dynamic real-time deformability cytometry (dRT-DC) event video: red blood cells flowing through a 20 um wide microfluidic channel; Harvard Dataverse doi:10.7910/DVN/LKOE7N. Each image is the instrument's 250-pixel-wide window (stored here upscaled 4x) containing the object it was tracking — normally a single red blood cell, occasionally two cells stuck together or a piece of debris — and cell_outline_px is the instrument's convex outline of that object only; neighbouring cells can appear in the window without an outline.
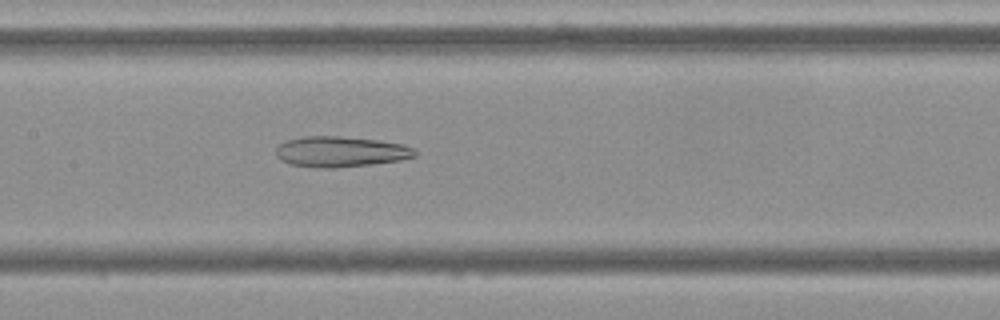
{"species": "Egyptian fruit bat (a non-hibernating species)", "species_latin": "Rousettus aegyptiacus", "temperature_condition": "cold", "stored_images_in_passage": 54, "camera_frame_rate_fps": 3000, "um_per_image_px": 0.085, "frame": {"image": 1, "passage_image": 26, "time_ms": 8.333, "image_size_px": [1000, 320], "cell_outline_px": [[416, 156], [400, 160], [372, 164], [336, 168], [312, 168], [288, 164], [280, 160], [276, 156], [276, 148], [280, 144], [288, 140], [304, 136], [340, 136], [380, 140], [404, 144], [412, 148], [416, 152]], "centroid_in_image_um": [28.93, 12.9], "position_along_channel_um": 178.5, "area_um2": 25.03}}
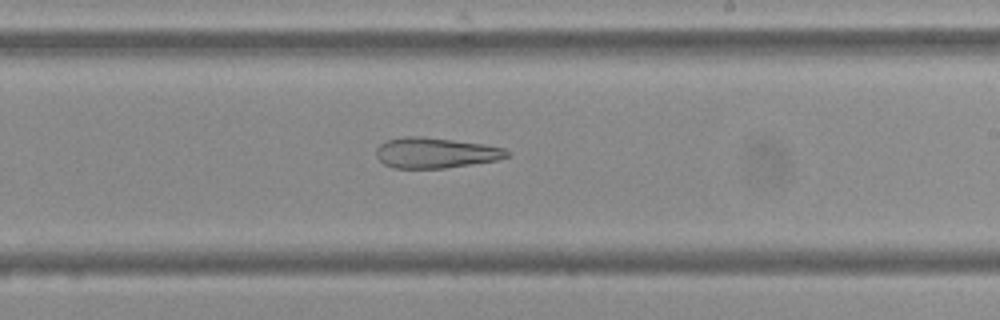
{"frame": {"image": 2, "passage_image": 32, "time_ms": 10.333, "image_size_px": [1000, 320], "cell_outline_px": [[512, 156], [500, 160], [444, 168], [392, 168], [384, 164], [376, 156], [376, 148], [384, 140], [404, 136], [420, 136], [484, 144], [504, 148], [512, 152]], "centroid_in_image_um": [37.04, 12.99], "position_along_channel_um": 252.0, "area_um2": 23.52}}
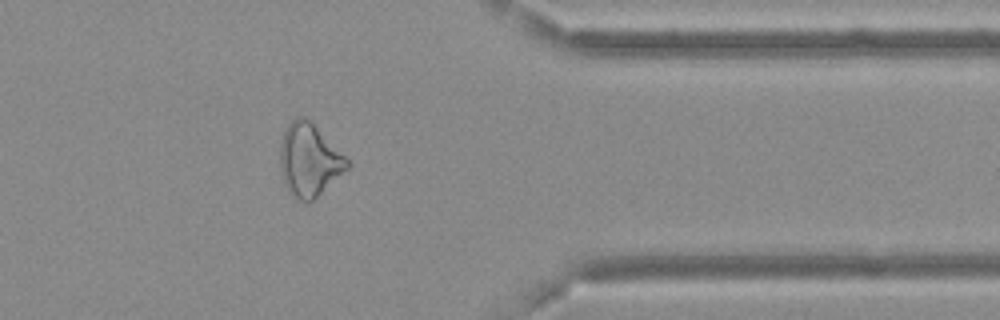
{"frame": {"image": 3, "passage_image": 44, "time_ms": 14.333, "image_size_px": [1000, 320], "cell_outline_px": [[348, 168], [308, 204], [300, 200], [288, 188], [284, 180], [280, 168], [280, 140], [284, 128], [296, 116], [308, 116], [348, 160]], "centroid_in_image_um": [26.25, 13.53], "position_along_channel_um": 385.1, "area_um2": 28.21}, "authors_computed_cell_mechanics": {"area_um2": 28.8422, "velocity_mm_per_s": 3.6929, "shape_relaxation_time_tau1_ms": null, "shape_relaxation_time_tau2_ms": 4.2677, "deformation_change_tau1": null, "deformation_change_tau2": 0.1656}}